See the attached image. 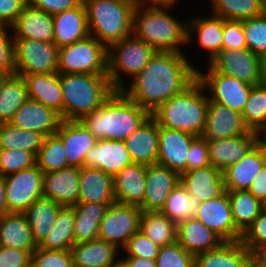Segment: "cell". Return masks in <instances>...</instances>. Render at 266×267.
I'll list each match as a JSON object with an SVG mask.
<instances>
[{
  "instance_id": "1",
  "label": "cell",
  "mask_w": 266,
  "mask_h": 267,
  "mask_svg": "<svg viewBox=\"0 0 266 267\" xmlns=\"http://www.w3.org/2000/svg\"><path fill=\"white\" fill-rule=\"evenodd\" d=\"M197 79L183 53L156 52L132 85L121 91L140 107L153 113L163 102L183 92Z\"/></svg>"
},
{
  "instance_id": "2",
  "label": "cell",
  "mask_w": 266,
  "mask_h": 267,
  "mask_svg": "<svg viewBox=\"0 0 266 267\" xmlns=\"http://www.w3.org/2000/svg\"><path fill=\"white\" fill-rule=\"evenodd\" d=\"M150 116L121 90H115L100 108L88 113L80 122L97 140L124 141Z\"/></svg>"
},
{
  "instance_id": "3",
  "label": "cell",
  "mask_w": 266,
  "mask_h": 267,
  "mask_svg": "<svg viewBox=\"0 0 266 267\" xmlns=\"http://www.w3.org/2000/svg\"><path fill=\"white\" fill-rule=\"evenodd\" d=\"M138 1L133 11L132 34L149 44L157 52H179V44L187 41V20L179 22L165 9L174 3H151Z\"/></svg>"
},
{
  "instance_id": "4",
  "label": "cell",
  "mask_w": 266,
  "mask_h": 267,
  "mask_svg": "<svg viewBox=\"0 0 266 267\" xmlns=\"http://www.w3.org/2000/svg\"><path fill=\"white\" fill-rule=\"evenodd\" d=\"M63 94V121H80L88 113L100 108L113 94L108 75L59 73Z\"/></svg>"
},
{
  "instance_id": "5",
  "label": "cell",
  "mask_w": 266,
  "mask_h": 267,
  "mask_svg": "<svg viewBox=\"0 0 266 267\" xmlns=\"http://www.w3.org/2000/svg\"><path fill=\"white\" fill-rule=\"evenodd\" d=\"M196 79L183 92L163 102L151 116L158 126L201 136L206 124L209 99ZM202 90V91H201Z\"/></svg>"
},
{
  "instance_id": "6",
  "label": "cell",
  "mask_w": 266,
  "mask_h": 267,
  "mask_svg": "<svg viewBox=\"0 0 266 267\" xmlns=\"http://www.w3.org/2000/svg\"><path fill=\"white\" fill-rule=\"evenodd\" d=\"M137 0H83L90 36L107 48L132 34Z\"/></svg>"
},
{
  "instance_id": "7",
  "label": "cell",
  "mask_w": 266,
  "mask_h": 267,
  "mask_svg": "<svg viewBox=\"0 0 266 267\" xmlns=\"http://www.w3.org/2000/svg\"><path fill=\"white\" fill-rule=\"evenodd\" d=\"M157 51L149 44L130 35L108 47L107 75L115 90L124 88L121 73L138 75Z\"/></svg>"
},
{
  "instance_id": "8",
  "label": "cell",
  "mask_w": 266,
  "mask_h": 267,
  "mask_svg": "<svg viewBox=\"0 0 266 267\" xmlns=\"http://www.w3.org/2000/svg\"><path fill=\"white\" fill-rule=\"evenodd\" d=\"M108 48L88 36L59 48L58 73L107 75Z\"/></svg>"
},
{
  "instance_id": "9",
  "label": "cell",
  "mask_w": 266,
  "mask_h": 267,
  "mask_svg": "<svg viewBox=\"0 0 266 267\" xmlns=\"http://www.w3.org/2000/svg\"><path fill=\"white\" fill-rule=\"evenodd\" d=\"M16 75L58 72L59 48L53 42L13 39Z\"/></svg>"
},
{
  "instance_id": "10",
  "label": "cell",
  "mask_w": 266,
  "mask_h": 267,
  "mask_svg": "<svg viewBox=\"0 0 266 267\" xmlns=\"http://www.w3.org/2000/svg\"><path fill=\"white\" fill-rule=\"evenodd\" d=\"M43 175L34 165L4 176L8 213H24L34 201L43 197Z\"/></svg>"
},
{
  "instance_id": "11",
  "label": "cell",
  "mask_w": 266,
  "mask_h": 267,
  "mask_svg": "<svg viewBox=\"0 0 266 267\" xmlns=\"http://www.w3.org/2000/svg\"><path fill=\"white\" fill-rule=\"evenodd\" d=\"M141 214L138 206L114 202L108 206L100 222L98 238L123 248L139 231Z\"/></svg>"
},
{
  "instance_id": "12",
  "label": "cell",
  "mask_w": 266,
  "mask_h": 267,
  "mask_svg": "<svg viewBox=\"0 0 266 267\" xmlns=\"http://www.w3.org/2000/svg\"><path fill=\"white\" fill-rule=\"evenodd\" d=\"M208 66L207 74L197 70V80L203 85L204 89H210V95L212 94L211 98L208 99L241 114L253 85L217 73L210 65Z\"/></svg>"
},
{
  "instance_id": "13",
  "label": "cell",
  "mask_w": 266,
  "mask_h": 267,
  "mask_svg": "<svg viewBox=\"0 0 266 267\" xmlns=\"http://www.w3.org/2000/svg\"><path fill=\"white\" fill-rule=\"evenodd\" d=\"M217 73L247 84H261L260 57L249 49L222 50L210 63Z\"/></svg>"
},
{
  "instance_id": "14",
  "label": "cell",
  "mask_w": 266,
  "mask_h": 267,
  "mask_svg": "<svg viewBox=\"0 0 266 267\" xmlns=\"http://www.w3.org/2000/svg\"><path fill=\"white\" fill-rule=\"evenodd\" d=\"M196 218L224 242L241 241L242 233L235 227L228 191L225 190L216 198L202 201Z\"/></svg>"
},
{
  "instance_id": "15",
  "label": "cell",
  "mask_w": 266,
  "mask_h": 267,
  "mask_svg": "<svg viewBox=\"0 0 266 267\" xmlns=\"http://www.w3.org/2000/svg\"><path fill=\"white\" fill-rule=\"evenodd\" d=\"M180 183V174L160 164L147 165L142 212L161 211L171 191Z\"/></svg>"
},
{
  "instance_id": "16",
  "label": "cell",
  "mask_w": 266,
  "mask_h": 267,
  "mask_svg": "<svg viewBox=\"0 0 266 267\" xmlns=\"http://www.w3.org/2000/svg\"><path fill=\"white\" fill-rule=\"evenodd\" d=\"M159 151L157 164L179 174L187 171V156L192 141L197 137L179 130L158 126Z\"/></svg>"
},
{
  "instance_id": "17",
  "label": "cell",
  "mask_w": 266,
  "mask_h": 267,
  "mask_svg": "<svg viewBox=\"0 0 266 267\" xmlns=\"http://www.w3.org/2000/svg\"><path fill=\"white\" fill-rule=\"evenodd\" d=\"M259 138L258 132L250 130L241 136L207 140L210 164L224 171L240 161L259 142Z\"/></svg>"
},
{
  "instance_id": "18",
  "label": "cell",
  "mask_w": 266,
  "mask_h": 267,
  "mask_svg": "<svg viewBox=\"0 0 266 267\" xmlns=\"http://www.w3.org/2000/svg\"><path fill=\"white\" fill-rule=\"evenodd\" d=\"M62 121L60 113L55 109L28 98L10 123L17 128L39 132L46 137L55 134Z\"/></svg>"
},
{
  "instance_id": "19",
  "label": "cell",
  "mask_w": 266,
  "mask_h": 267,
  "mask_svg": "<svg viewBox=\"0 0 266 267\" xmlns=\"http://www.w3.org/2000/svg\"><path fill=\"white\" fill-rule=\"evenodd\" d=\"M243 121L242 114L209 100L206 124L202 137L206 140L232 138L249 132Z\"/></svg>"
},
{
  "instance_id": "20",
  "label": "cell",
  "mask_w": 266,
  "mask_h": 267,
  "mask_svg": "<svg viewBox=\"0 0 266 267\" xmlns=\"http://www.w3.org/2000/svg\"><path fill=\"white\" fill-rule=\"evenodd\" d=\"M131 163L126 144L121 140H97L84 158V167L101 169L112 177Z\"/></svg>"
},
{
  "instance_id": "21",
  "label": "cell",
  "mask_w": 266,
  "mask_h": 267,
  "mask_svg": "<svg viewBox=\"0 0 266 267\" xmlns=\"http://www.w3.org/2000/svg\"><path fill=\"white\" fill-rule=\"evenodd\" d=\"M80 168L68 166L44 173L43 197L62 206H73L79 200Z\"/></svg>"
},
{
  "instance_id": "22",
  "label": "cell",
  "mask_w": 266,
  "mask_h": 267,
  "mask_svg": "<svg viewBox=\"0 0 266 267\" xmlns=\"http://www.w3.org/2000/svg\"><path fill=\"white\" fill-rule=\"evenodd\" d=\"M266 165V150L258 142L240 161L222 171L225 190H248Z\"/></svg>"
},
{
  "instance_id": "23",
  "label": "cell",
  "mask_w": 266,
  "mask_h": 267,
  "mask_svg": "<svg viewBox=\"0 0 266 267\" xmlns=\"http://www.w3.org/2000/svg\"><path fill=\"white\" fill-rule=\"evenodd\" d=\"M147 166L131 163L113 177L114 198L117 203L140 206L146 190Z\"/></svg>"
},
{
  "instance_id": "24",
  "label": "cell",
  "mask_w": 266,
  "mask_h": 267,
  "mask_svg": "<svg viewBox=\"0 0 266 267\" xmlns=\"http://www.w3.org/2000/svg\"><path fill=\"white\" fill-rule=\"evenodd\" d=\"M56 134L63 142L68 166L84 167L87 152L97 143L94 135L80 121H62Z\"/></svg>"
},
{
  "instance_id": "25",
  "label": "cell",
  "mask_w": 266,
  "mask_h": 267,
  "mask_svg": "<svg viewBox=\"0 0 266 267\" xmlns=\"http://www.w3.org/2000/svg\"><path fill=\"white\" fill-rule=\"evenodd\" d=\"M15 32L13 39H32L53 42V15L31 6L24 7L16 21L10 26Z\"/></svg>"
},
{
  "instance_id": "26",
  "label": "cell",
  "mask_w": 266,
  "mask_h": 267,
  "mask_svg": "<svg viewBox=\"0 0 266 267\" xmlns=\"http://www.w3.org/2000/svg\"><path fill=\"white\" fill-rule=\"evenodd\" d=\"M124 142L133 162L146 166L157 164L158 124L152 116L144 121Z\"/></svg>"
},
{
  "instance_id": "27",
  "label": "cell",
  "mask_w": 266,
  "mask_h": 267,
  "mask_svg": "<svg viewBox=\"0 0 266 267\" xmlns=\"http://www.w3.org/2000/svg\"><path fill=\"white\" fill-rule=\"evenodd\" d=\"M180 183L190 196L201 202L216 198L225 191L222 172L211 164L181 173Z\"/></svg>"
},
{
  "instance_id": "28",
  "label": "cell",
  "mask_w": 266,
  "mask_h": 267,
  "mask_svg": "<svg viewBox=\"0 0 266 267\" xmlns=\"http://www.w3.org/2000/svg\"><path fill=\"white\" fill-rule=\"evenodd\" d=\"M53 43L58 47L88 37L87 13L83 1L76 7L53 15Z\"/></svg>"
},
{
  "instance_id": "29",
  "label": "cell",
  "mask_w": 266,
  "mask_h": 267,
  "mask_svg": "<svg viewBox=\"0 0 266 267\" xmlns=\"http://www.w3.org/2000/svg\"><path fill=\"white\" fill-rule=\"evenodd\" d=\"M176 241L194 256L216 249L224 242L197 218H188L177 223Z\"/></svg>"
},
{
  "instance_id": "30",
  "label": "cell",
  "mask_w": 266,
  "mask_h": 267,
  "mask_svg": "<svg viewBox=\"0 0 266 267\" xmlns=\"http://www.w3.org/2000/svg\"><path fill=\"white\" fill-rule=\"evenodd\" d=\"M255 258L241 241L223 242L216 249L195 255L194 267H249Z\"/></svg>"
},
{
  "instance_id": "31",
  "label": "cell",
  "mask_w": 266,
  "mask_h": 267,
  "mask_svg": "<svg viewBox=\"0 0 266 267\" xmlns=\"http://www.w3.org/2000/svg\"><path fill=\"white\" fill-rule=\"evenodd\" d=\"M78 202H116L113 191V177L101 169L80 168Z\"/></svg>"
},
{
  "instance_id": "32",
  "label": "cell",
  "mask_w": 266,
  "mask_h": 267,
  "mask_svg": "<svg viewBox=\"0 0 266 267\" xmlns=\"http://www.w3.org/2000/svg\"><path fill=\"white\" fill-rule=\"evenodd\" d=\"M19 76H22L26 83L28 98L41 102L58 113L63 111V94L58 72Z\"/></svg>"
},
{
  "instance_id": "33",
  "label": "cell",
  "mask_w": 266,
  "mask_h": 267,
  "mask_svg": "<svg viewBox=\"0 0 266 267\" xmlns=\"http://www.w3.org/2000/svg\"><path fill=\"white\" fill-rule=\"evenodd\" d=\"M0 246L33 253L38 247L24 213H7L0 217Z\"/></svg>"
},
{
  "instance_id": "34",
  "label": "cell",
  "mask_w": 266,
  "mask_h": 267,
  "mask_svg": "<svg viewBox=\"0 0 266 267\" xmlns=\"http://www.w3.org/2000/svg\"><path fill=\"white\" fill-rule=\"evenodd\" d=\"M111 204L113 203L78 202L73 205L75 244L92 241L99 237L100 222Z\"/></svg>"
},
{
  "instance_id": "35",
  "label": "cell",
  "mask_w": 266,
  "mask_h": 267,
  "mask_svg": "<svg viewBox=\"0 0 266 267\" xmlns=\"http://www.w3.org/2000/svg\"><path fill=\"white\" fill-rule=\"evenodd\" d=\"M118 250L114 243L99 238L71 247L75 267H109L116 261Z\"/></svg>"
},
{
  "instance_id": "36",
  "label": "cell",
  "mask_w": 266,
  "mask_h": 267,
  "mask_svg": "<svg viewBox=\"0 0 266 267\" xmlns=\"http://www.w3.org/2000/svg\"><path fill=\"white\" fill-rule=\"evenodd\" d=\"M195 32L201 48L209 51L211 62L223 50V19L212 14L210 17L187 21V41H191V33Z\"/></svg>"
},
{
  "instance_id": "37",
  "label": "cell",
  "mask_w": 266,
  "mask_h": 267,
  "mask_svg": "<svg viewBox=\"0 0 266 267\" xmlns=\"http://www.w3.org/2000/svg\"><path fill=\"white\" fill-rule=\"evenodd\" d=\"M62 207L61 204L51 199L41 197L24 212L37 246L48 236Z\"/></svg>"
},
{
  "instance_id": "38",
  "label": "cell",
  "mask_w": 266,
  "mask_h": 267,
  "mask_svg": "<svg viewBox=\"0 0 266 267\" xmlns=\"http://www.w3.org/2000/svg\"><path fill=\"white\" fill-rule=\"evenodd\" d=\"M75 214L73 206H63L48 236L38 246L46 250H71L74 242Z\"/></svg>"
},
{
  "instance_id": "39",
  "label": "cell",
  "mask_w": 266,
  "mask_h": 267,
  "mask_svg": "<svg viewBox=\"0 0 266 267\" xmlns=\"http://www.w3.org/2000/svg\"><path fill=\"white\" fill-rule=\"evenodd\" d=\"M235 227L243 234L259 216L262 203L248 190H226Z\"/></svg>"
},
{
  "instance_id": "40",
  "label": "cell",
  "mask_w": 266,
  "mask_h": 267,
  "mask_svg": "<svg viewBox=\"0 0 266 267\" xmlns=\"http://www.w3.org/2000/svg\"><path fill=\"white\" fill-rule=\"evenodd\" d=\"M139 230L160 247L176 241L177 224L160 211L142 212Z\"/></svg>"
},
{
  "instance_id": "41",
  "label": "cell",
  "mask_w": 266,
  "mask_h": 267,
  "mask_svg": "<svg viewBox=\"0 0 266 267\" xmlns=\"http://www.w3.org/2000/svg\"><path fill=\"white\" fill-rule=\"evenodd\" d=\"M28 99L26 83L22 76L11 75L0 88V123H8Z\"/></svg>"
},
{
  "instance_id": "42",
  "label": "cell",
  "mask_w": 266,
  "mask_h": 267,
  "mask_svg": "<svg viewBox=\"0 0 266 267\" xmlns=\"http://www.w3.org/2000/svg\"><path fill=\"white\" fill-rule=\"evenodd\" d=\"M44 138L39 132L17 128L10 122L0 123V149H21L36 156Z\"/></svg>"
},
{
  "instance_id": "43",
  "label": "cell",
  "mask_w": 266,
  "mask_h": 267,
  "mask_svg": "<svg viewBox=\"0 0 266 267\" xmlns=\"http://www.w3.org/2000/svg\"><path fill=\"white\" fill-rule=\"evenodd\" d=\"M213 15L227 20H244L266 12V0H211Z\"/></svg>"
},
{
  "instance_id": "44",
  "label": "cell",
  "mask_w": 266,
  "mask_h": 267,
  "mask_svg": "<svg viewBox=\"0 0 266 267\" xmlns=\"http://www.w3.org/2000/svg\"><path fill=\"white\" fill-rule=\"evenodd\" d=\"M201 201L190 196L179 183L167 197L162 214L169 217L176 224L188 218H196Z\"/></svg>"
},
{
  "instance_id": "45",
  "label": "cell",
  "mask_w": 266,
  "mask_h": 267,
  "mask_svg": "<svg viewBox=\"0 0 266 267\" xmlns=\"http://www.w3.org/2000/svg\"><path fill=\"white\" fill-rule=\"evenodd\" d=\"M36 165L43 173L68 167L63 142L56 133L44 138L43 144L36 155Z\"/></svg>"
},
{
  "instance_id": "46",
  "label": "cell",
  "mask_w": 266,
  "mask_h": 267,
  "mask_svg": "<svg viewBox=\"0 0 266 267\" xmlns=\"http://www.w3.org/2000/svg\"><path fill=\"white\" fill-rule=\"evenodd\" d=\"M242 117L249 130L260 132L266 126V86L254 85L242 111Z\"/></svg>"
},
{
  "instance_id": "47",
  "label": "cell",
  "mask_w": 266,
  "mask_h": 267,
  "mask_svg": "<svg viewBox=\"0 0 266 267\" xmlns=\"http://www.w3.org/2000/svg\"><path fill=\"white\" fill-rule=\"evenodd\" d=\"M247 49L259 57L266 54V12L258 17L242 20Z\"/></svg>"
},
{
  "instance_id": "48",
  "label": "cell",
  "mask_w": 266,
  "mask_h": 267,
  "mask_svg": "<svg viewBox=\"0 0 266 267\" xmlns=\"http://www.w3.org/2000/svg\"><path fill=\"white\" fill-rule=\"evenodd\" d=\"M36 165V156L21 149H0V174L7 176Z\"/></svg>"
},
{
  "instance_id": "49",
  "label": "cell",
  "mask_w": 266,
  "mask_h": 267,
  "mask_svg": "<svg viewBox=\"0 0 266 267\" xmlns=\"http://www.w3.org/2000/svg\"><path fill=\"white\" fill-rule=\"evenodd\" d=\"M155 262L156 267H194L195 256L175 241L160 247Z\"/></svg>"
},
{
  "instance_id": "50",
  "label": "cell",
  "mask_w": 266,
  "mask_h": 267,
  "mask_svg": "<svg viewBox=\"0 0 266 267\" xmlns=\"http://www.w3.org/2000/svg\"><path fill=\"white\" fill-rule=\"evenodd\" d=\"M241 242L255 255L266 246V211L261 210L259 216L244 231Z\"/></svg>"
},
{
  "instance_id": "51",
  "label": "cell",
  "mask_w": 266,
  "mask_h": 267,
  "mask_svg": "<svg viewBox=\"0 0 266 267\" xmlns=\"http://www.w3.org/2000/svg\"><path fill=\"white\" fill-rule=\"evenodd\" d=\"M31 267H75L71 250L57 251L37 247L31 255Z\"/></svg>"
},
{
  "instance_id": "52",
  "label": "cell",
  "mask_w": 266,
  "mask_h": 267,
  "mask_svg": "<svg viewBox=\"0 0 266 267\" xmlns=\"http://www.w3.org/2000/svg\"><path fill=\"white\" fill-rule=\"evenodd\" d=\"M127 257L149 258L155 260L158 256L160 246L150 240L140 230L133 234L123 247Z\"/></svg>"
},
{
  "instance_id": "53",
  "label": "cell",
  "mask_w": 266,
  "mask_h": 267,
  "mask_svg": "<svg viewBox=\"0 0 266 267\" xmlns=\"http://www.w3.org/2000/svg\"><path fill=\"white\" fill-rule=\"evenodd\" d=\"M247 49L242 20L223 19V50Z\"/></svg>"
},
{
  "instance_id": "54",
  "label": "cell",
  "mask_w": 266,
  "mask_h": 267,
  "mask_svg": "<svg viewBox=\"0 0 266 267\" xmlns=\"http://www.w3.org/2000/svg\"><path fill=\"white\" fill-rule=\"evenodd\" d=\"M210 165L208 143L202 136H197L191 143L187 156V171Z\"/></svg>"
},
{
  "instance_id": "55",
  "label": "cell",
  "mask_w": 266,
  "mask_h": 267,
  "mask_svg": "<svg viewBox=\"0 0 266 267\" xmlns=\"http://www.w3.org/2000/svg\"><path fill=\"white\" fill-rule=\"evenodd\" d=\"M29 251L0 246V267H31Z\"/></svg>"
},
{
  "instance_id": "56",
  "label": "cell",
  "mask_w": 266,
  "mask_h": 267,
  "mask_svg": "<svg viewBox=\"0 0 266 267\" xmlns=\"http://www.w3.org/2000/svg\"><path fill=\"white\" fill-rule=\"evenodd\" d=\"M5 26H0V71L15 74L13 38L9 39Z\"/></svg>"
},
{
  "instance_id": "57",
  "label": "cell",
  "mask_w": 266,
  "mask_h": 267,
  "mask_svg": "<svg viewBox=\"0 0 266 267\" xmlns=\"http://www.w3.org/2000/svg\"><path fill=\"white\" fill-rule=\"evenodd\" d=\"M28 4V0H0V26H11Z\"/></svg>"
},
{
  "instance_id": "58",
  "label": "cell",
  "mask_w": 266,
  "mask_h": 267,
  "mask_svg": "<svg viewBox=\"0 0 266 267\" xmlns=\"http://www.w3.org/2000/svg\"><path fill=\"white\" fill-rule=\"evenodd\" d=\"M83 0H28V3L40 10L54 15L78 6Z\"/></svg>"
},
{
  "instance_id": "59",
  "label": "cell",
  "mask_w": 266,
  "mask_h": 267,
  "mask_svg": "<svg viewBox=\"0 0 266 267\" xmlns=\"http://www.w3.org/2000/svg\"><path fill=\"white\" fill-rule=\"evenodd\" d=\"M248 191L261 203L266 199V165L255 176Z\"/></svg>"
},
{
  "instance_id": "60",
  "label": "cell",
  "mask_w": 266,
  "mask_h": 267,
  "mask_svg": "<svg viewBox=\"0 0 266 267\" xmlns=\"http://www.w3.org/2000/svg\"><path fill=\"white\" fill-rule=\"evenodd\" d=\"M125 260L129 267H156L155 260L149 258L127 257Z\"/></svg>"
},
{
  "instance_id": "61",
  "label": "cell",
  "mask_w": 266,
  "mask_h": 267,
  "mask_svg": "<svg viewBox=\"0 0 266 267\" xmlns=\"http://www.w3.org/2000/svg\"><path fill=\"white\" fill-rule=\"evenodd\" d=\"M7 213L4 176L0 174V217Z\"/></svg>"
},
{
  "instance_id": "62",
  "label": "cell",
  "mask_w": 266,
  "mask_h": 267,
  "mask_svg": "<svg viewBox=\"0 0 266 267\" xmlns=\"http://www.w3.org/2000/svg\"><path fill=\"white\" fill-rule=\"evenodd\" d=\"M261 84L266 86V54L260 56Z\"/></svg>"
},
{
  "instance_id": "63",
  "label": "cell",
  "mask_w": 266,
  "mask_h": 267,
  "mask_svg": "<svg viewBox=\"0 0 266 267\" xmlns=\"http://www.w3.org/2000/svg\"><path fill=\"white\" fill-rule=\"evenodd\" d=\"M109 267H129V266L125 259L124 260L119 259L115 261L113 264H111Z\"/></svg>"
},
{
  "instance_id": "64",
  "label": "cell",
  "mask_w": 266,
  "mask_h": 267,
  "mask_svg": "<svg viewBox=\"0 0 266 267\" xmlns=\"http://www.w3.org/2000/svg\"><path fill=\"white\" fill-rule=\"evenodd\" d=\"M263 133L264 136H263V139L262 138H259V143L265 148L266 150V126L259 132V136H261Z\"/></svg>"
},
{
  "instance_id": "65",
  "label": "cell",
  "mask_w": 266,
  "mask_h": 267,
  "mask_svg": "<svg viewBox=\"0 0 266 267\" xmlns=\"http://www.w3.org/2000/svg\"><path fill=\"white\" fill-rule=\"evenodd\" d=\"M11 73L1 72L0 71V88L4 84V82L11 76Z\"/></svg>"
},
{
  "instance_id": "66",
  "label": "cell",
  "mask_w": 266,
  "mask_h": 267,
  "mask_svg": "<svg viewBox=\"0 0 266 267\" xmlns=\"http://www.w3.org/2000/svg\"><path fill=\"white\" fill-rule=\"evenodd\" d=\"M145 1V0H142ZM178 0H148L149 3H174ZM147 3V0L145 1Z\"/></svg>"
},
{
  "instance_id": "67",
  "label": "cell",
  "mask_w": 266,
  "mask_h": 267,
  "mask_svg": "<svg viewBox=\"0 0 266 267\" xmlns=\"http://www.w3.org/2000/svg\"><path fill=\"white\" fill-rule=\"evenodd\" d=\"M257 259H266V246L256 255Z\"/></svg>"
},
{
  "instance_id": "68",
  "label": "cell",
  "mask_w": 266,
  "mask_h": 267,
  "mask_svg": "<svg viewBox=\"0 0 266 267\" xmlns=\"http://www.w3.org/2000/svg\"><path fill=\"white\" fill-rule=\"evenodd\" d=\"M249 267H265V266L257 258H255Z\"/></svg>"
},
{
  "instance_id": "69",
  "label": "cell",
  "mask_w": 266,
  "mask_h": 267,
  "mask_svg": "<svg viewBox=\"0 0 266 267\" xmlns=\"http://www.w3.org/2000/svg\"><path fill=\"white\" fill-rule=\"evenodd\" d=\"M262 210L266 211V199L262 202Z\"/></svg>"
},
{
  "instance_id": "70",
  "label": "cell",
  "mask_w": 266,
  "mask_h": 267,
  "mask_svg": "<svg viewBox=\"0 0 266 267\" xmlns=\"http://www.w3.org/2000/svg\"><path fill=\"white\" fill-rule=\"evenodd\" d=\"M266 267V259H258Z\"/></svg>"
}]
</instances>
